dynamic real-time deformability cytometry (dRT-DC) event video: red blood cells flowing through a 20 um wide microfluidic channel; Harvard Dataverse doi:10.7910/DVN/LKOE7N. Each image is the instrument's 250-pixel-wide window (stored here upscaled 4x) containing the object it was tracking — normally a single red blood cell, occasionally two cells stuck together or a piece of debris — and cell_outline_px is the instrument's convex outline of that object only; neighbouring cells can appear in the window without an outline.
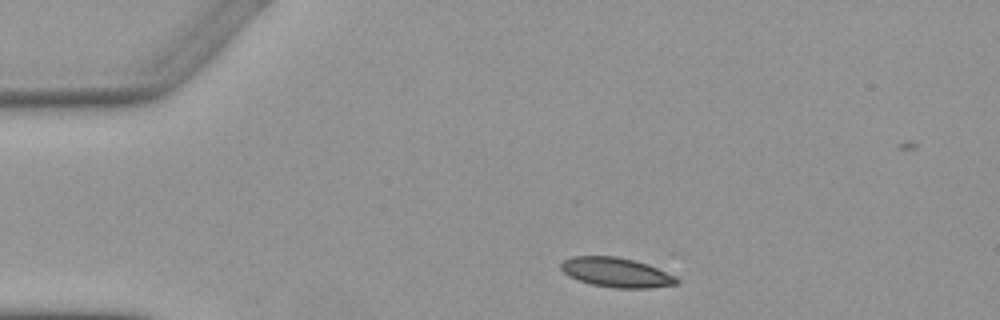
{"species": "Egyptian fruit bat (a non-hibernating species)", "species_latin": "Rousettus aegyptiacus", "temperature_condition": "warm", "stored_images_in_passage": 3, "camera_frame_rate_fps": 3000, "um_per_image_px": 0.085, "animal": {"sex": "female"}, "frame": {"image": 1, "passage_image": 1, "time_ms": 0.0, "image_size_px": [1000, 320], "cell_outline_px": [[680, 280], [676, 284], [648, 288], [616, 288], [592, 284], [580, 280], [564, 272], [560, 268], [560, 264], [564, 260], [572, 256], [616, 256], [636, 260], [648, 264], [676, 276]], "centroid_in_image_um": [52.42, 23.14], "position_along_channel_um": 32.6, "area_um2": 19.83}}
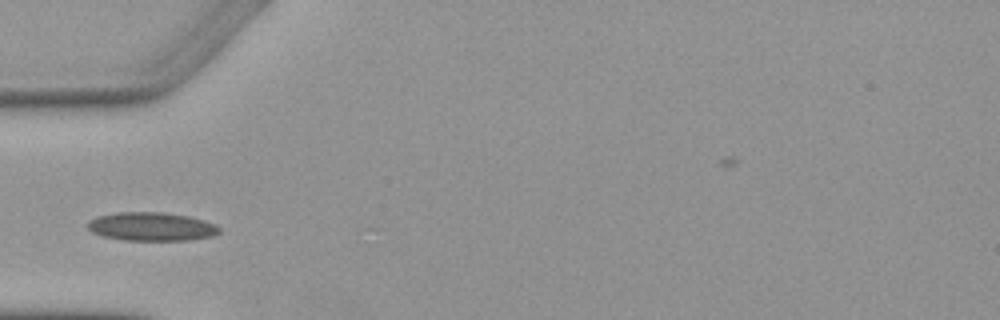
{"frame": {"image": 2, "passage_image": 3, "time_ms": 2.333, "image_size_px": [1000, 320], "cell_outline_px": [[220, 232], [212, 236], [188, 240], [124, 240], [104, 236], [92, 232], [88, 228], [88, 224], [96, 216], [116, 212], [164, 212], [188, 216], [204, 220], [220, 228]], "centroid_in_image_um": [12.87, 19.25], "position_along_channel_um": 72.1, "area_um2": 21.73}}